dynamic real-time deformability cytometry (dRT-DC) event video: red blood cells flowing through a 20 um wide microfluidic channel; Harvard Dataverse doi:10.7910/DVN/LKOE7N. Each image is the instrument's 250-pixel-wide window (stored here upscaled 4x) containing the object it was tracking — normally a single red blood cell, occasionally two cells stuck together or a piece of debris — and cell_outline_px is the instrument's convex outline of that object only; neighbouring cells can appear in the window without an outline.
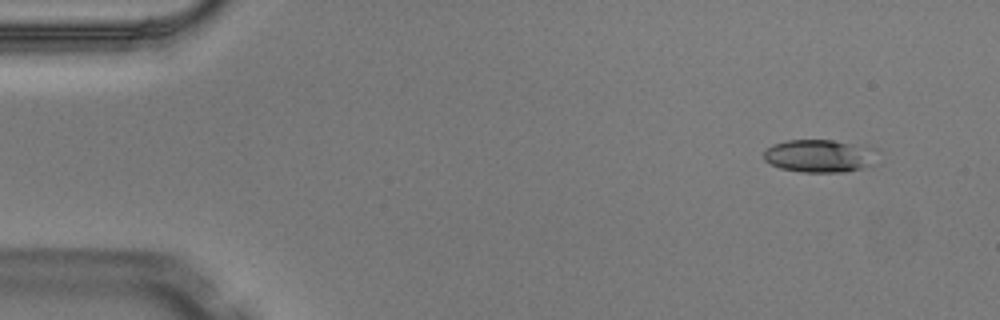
{"species": "Egyptian fruit bat (a non-hibernating species)", "species_latin": "Rousettus aegyptiacus", "temperature_condition": "warm", "stored_images_in_passage": 4, "camera_frame_rate_fps": 3000, "um_per_image_px": 0.085, "animal": {"sex": "male"}, "frame": {"image": 1, "passage_image": 1, "time_ms": 0.0, "image_size_px": [1000, 320], "cell_outline_px": [[876, 164], [864, 168], [844, 172], [800, 172], [780, 168], [764, 160], [764, 152], [772, 144], [788, 140], [832, 140], [852, 144], [872, 156]], "centroid_in_image_um": [69.5, 13.28], "position_along_channel_um": 15.5, "area_um2": 20.87}}